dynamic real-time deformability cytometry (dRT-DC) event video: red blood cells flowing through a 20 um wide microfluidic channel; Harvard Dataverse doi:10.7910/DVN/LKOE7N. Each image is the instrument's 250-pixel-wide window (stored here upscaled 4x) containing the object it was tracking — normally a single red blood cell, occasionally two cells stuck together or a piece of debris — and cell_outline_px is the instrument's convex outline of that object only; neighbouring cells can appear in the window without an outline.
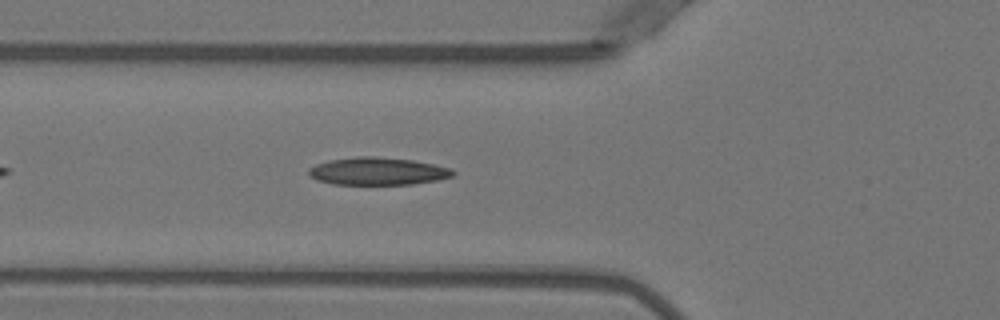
{"species": "Egyptian fruit bat (a non-hibernating species)", "species_latin": "Rousettus aegyptiacus", "temperature_condition": "warm", "stored_images_in_passage": 34, "camera_frame_rate_fps": 3000, "um_per_image_px": 0.085, "animal": {"sex": "female"}, "frame": {"image": 1, "passage_image": 6, "time_ms": 1.667, "image_size_px": [1000, 320], "cell_outline_px": [[456, 172], [452, 176], [436, 180], [412, 184], [332, 184], [316, 180], [308, 176], [308, 168], [316, 164], [328, 160], [356, 156], [372, 156], [412, 160], [452, 168]], "centroid_in_image_um": [32.05, 14.55], "position_along_channel_um": 93.7, "area_um2": 23.24}}
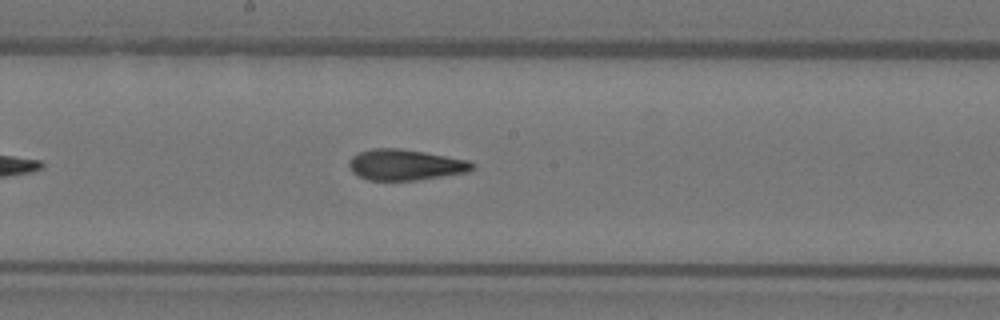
{"frame": {"image": 2, "passage_image": 15, "time_ms": 4.667, "image_size_px": [1000, 320], "cell_outline_px": [[476, 168], [468, 172], [416, 180], [368, 180], [352, 172], [348, 164], [348, 160], [352, 156], [360, 152], [372, 148], [400, 148], [424, 152], [468, 160], [476, 164]], "centroid_in_image_um": [34.46, 14.0], "position_along_channel_um": 213.7, "area_um2": 22.2}}
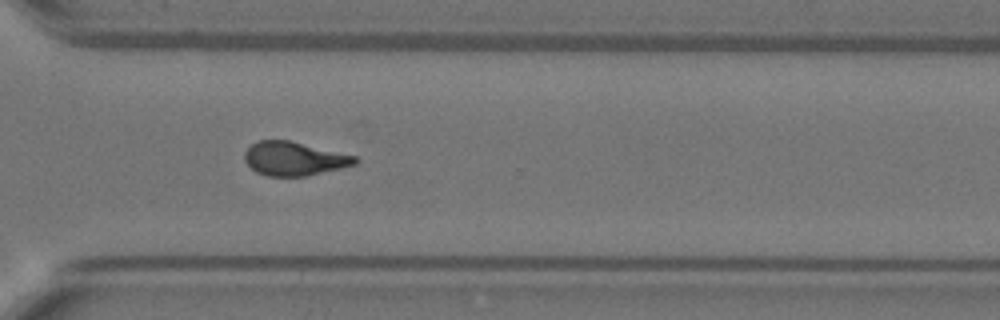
{"frame": {"image": 3, "passage_image": 25, "time_ms": 8.0, "image_size_px": [1000, 320], "cell_outline_px": [[360, 160], [356, 164], [308, 176], [268, 176], [256, 172], [244, 160], [244, 152], [256, 140], [288, 140], [356, 156]], "centroid_in_image_um": [24.99, 13.49], "position_along_channel_um": 345.6, "area_um2": 21.68}, "authors_computed_cell_mechanics": {"area_um2": 22.1663, "velocity_mm_per_s": 3.9682, "shape_relaxation_time_tau1_ms": 10.7841, "shape_relaxation_time_tau2_ms": 2.2099, "deformation_change_tau1": 0.2995, "deformation_change_tau2": 0.0945}}